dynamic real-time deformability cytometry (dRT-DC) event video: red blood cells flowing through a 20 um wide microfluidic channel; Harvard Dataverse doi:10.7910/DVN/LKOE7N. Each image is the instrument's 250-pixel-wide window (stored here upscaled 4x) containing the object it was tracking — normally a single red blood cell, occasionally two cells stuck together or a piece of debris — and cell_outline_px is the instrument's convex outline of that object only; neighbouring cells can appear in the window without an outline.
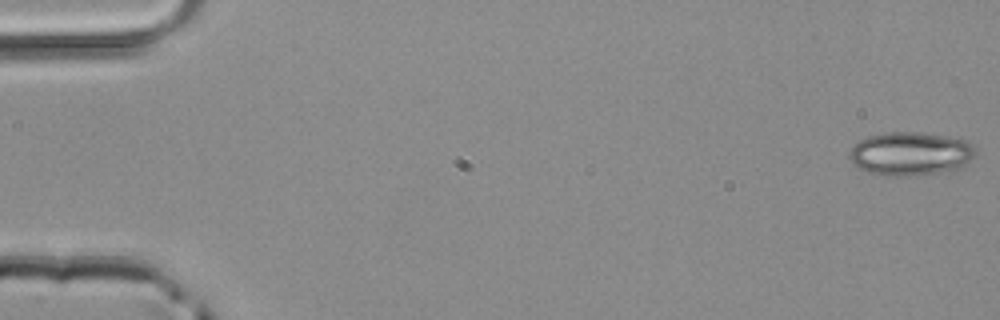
{"species": "common noctule bat (a hibernating species)", "species_latin": "Nyctalus noctula", "temperature_condition": "room temperature", "stored_images_in_passage": 49, "camera_frame_rate_fps": 3000, "um_per_image_px": 0.085, "animal": {"sex": "male", "body_mass_g": 20.4}, "frame": {"image": 1, "passage_image": 1, "time_ms": 0.0, "image_size_px": [1000, 320], "cell_outline_px": [[980, 152], [964, 168], [940, 172], [908, 176], [884, 176], [868, 172], [852, 164], [848, 156], [848, 152], [860, 140], [868, 136], [884, 132], [920, 132], [964, 140], [972, 144]], "centroid_in_image_um": [77.43, 13.08], "position_along_channel_um": 7.6, "area_um2": 32.43}}
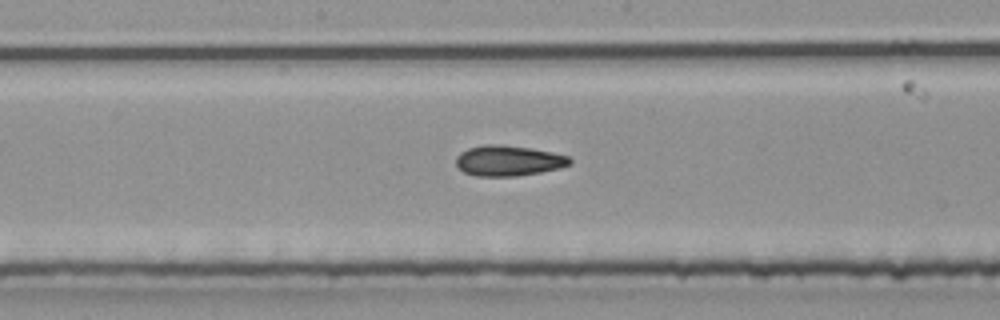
{"frame": {"image": 2, "passage_image": 26, "time_ms": 8.333, "image_size_px": [1000, 320], "cell_outline_px": [[572, 164], [560, 168], [540, 172], [516, 176], [476, 176], [464, 172], [456, 164], [456, 156], [460, 152], [468, 148], [484, 144], [500, 144], [532, 148], [552, 152], [568, 156], [572, 160]], "centroid_in_image_um": [43.22, 13.65], "position_along_channel_um": 205.0, "area_um2": 20.35}}
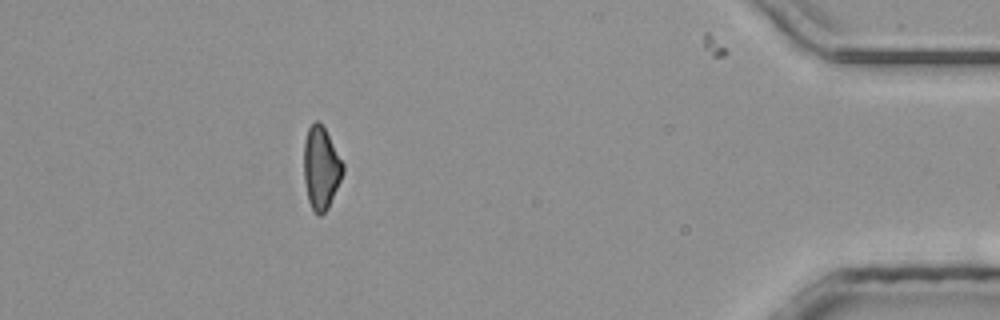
{"frame": {"image": 3, "passage_image": 44, "time_ms": 14.333, "image_size_px": [1000, 320], "cell_outline_px": [[344, 172], [328, 208], [320, 216], [312, 208], [308, 200], [304, 180], [304, 140], [308, 128], [316, 120], [320, 120], [344, 164]], "centroid_in_image_um": [27.28, 14.25], "position_along_channel_um": 407.9, "area_um2": 18.73}}